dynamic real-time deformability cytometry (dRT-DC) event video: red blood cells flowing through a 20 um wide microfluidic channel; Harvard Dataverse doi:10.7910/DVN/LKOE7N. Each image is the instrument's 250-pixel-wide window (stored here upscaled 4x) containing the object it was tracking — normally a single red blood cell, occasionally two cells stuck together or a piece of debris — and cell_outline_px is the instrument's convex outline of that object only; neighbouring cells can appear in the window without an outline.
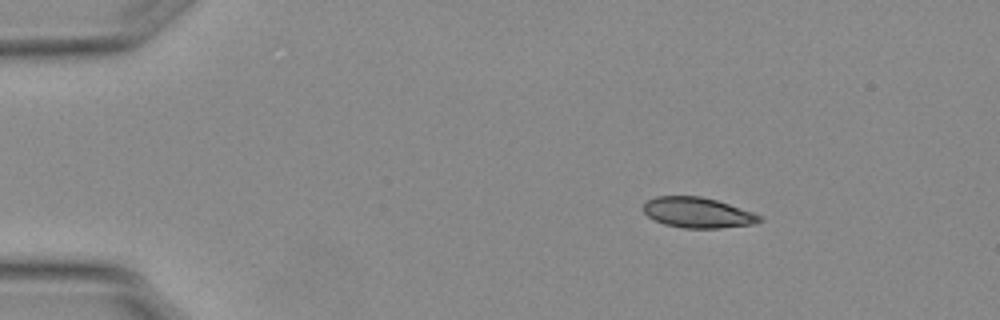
{"species": "Egyptian fruit bat (a non-hibernating species)", "species_latin": "Rousettus aegyptiacus", "temperature_condition": "warm", "stored_images_in_passage": 47, "camera_frame_rate_fps": 3000, "um_per_image_px": 0.085, "animal": {"sex": "female"}, "frame": {"image": 1, "passage_image": 1, "time_ms": 0.0, "image_size_px": [1000, 320], "cell_outline_px": [[764, 220], [756, 224], [720, 228], [684, 228], [664, 224], [648, 216], [644, 212], [644, 204], [648, 200], [656, 196], [700, 196], [716, 200], [764, 216]], "centroid_in_image_um": [59.35, 18.08], "position_along_channel_um": 25.7, "area_um2": 20.58}}
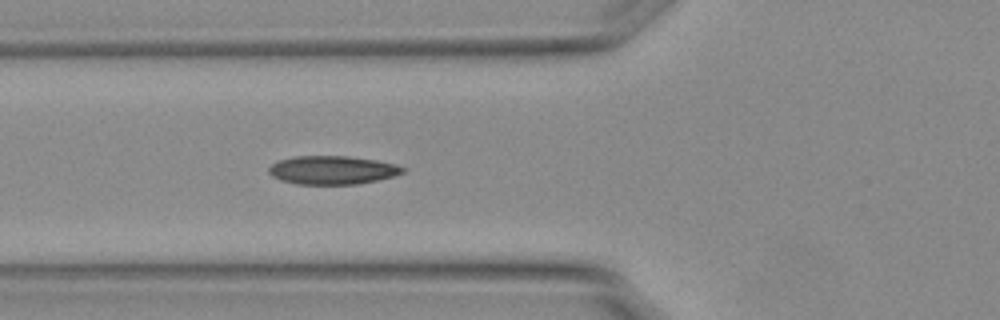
{"frame": {"image": 2, "passage_image": 13, "time_ms": 4.0, "image_size_px": [1000, 320], "cell_outline_px": [[408, 168], [404, 172], [392, 176], [376, 180], [356, 184], [296, 184], [280, 180], [272, 176], [268, 172], [268, 168], [276, 160], [296, 156], [348, 156], [376, 160], [396, 164]], "centroid_in_image_um": [28.23, 14.45], "position_along_channel_um": 97.6, "area_um2": 22.31}}
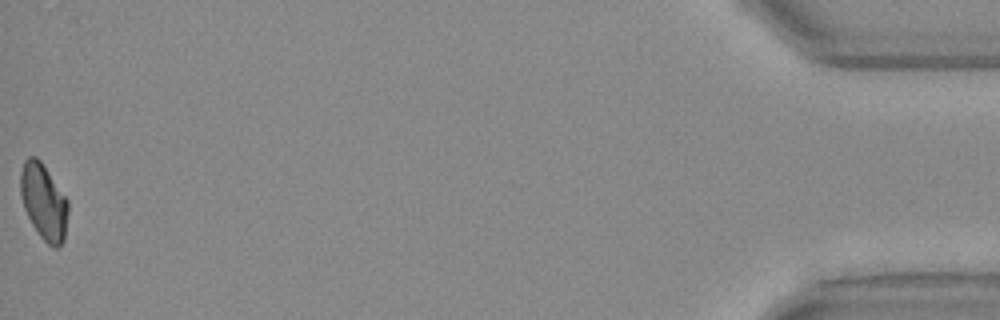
{"frame": {"image": 3, "passage_image": 47, "time_ms": 15.333, "image_size_px": [1000, 320], "cell_outline_px": [[68, 212], [64, 240], [60, 248], [52, 248], [40, 236], [32, 224], [24, 208], [20, 192], [20, 172], [24, 160], [28, 156], [36, 156], [40, 160], [68, 200]], "centroid_in_image_um": [3.71, 17.16], "position_along_channel_um": 431.5, "area_um2": 21.1}, "authors_computed_cell_mechanics": {"area_um2": 21.5594, "velocity_mm_per_s": 3.7853, "shape_relaxation_time_tau1_ms": null, "shape_relaxation_time_tau2_ms": 2.2129, "deformation_change_tau1": null, "deformation_change_tau2": 0.06}}